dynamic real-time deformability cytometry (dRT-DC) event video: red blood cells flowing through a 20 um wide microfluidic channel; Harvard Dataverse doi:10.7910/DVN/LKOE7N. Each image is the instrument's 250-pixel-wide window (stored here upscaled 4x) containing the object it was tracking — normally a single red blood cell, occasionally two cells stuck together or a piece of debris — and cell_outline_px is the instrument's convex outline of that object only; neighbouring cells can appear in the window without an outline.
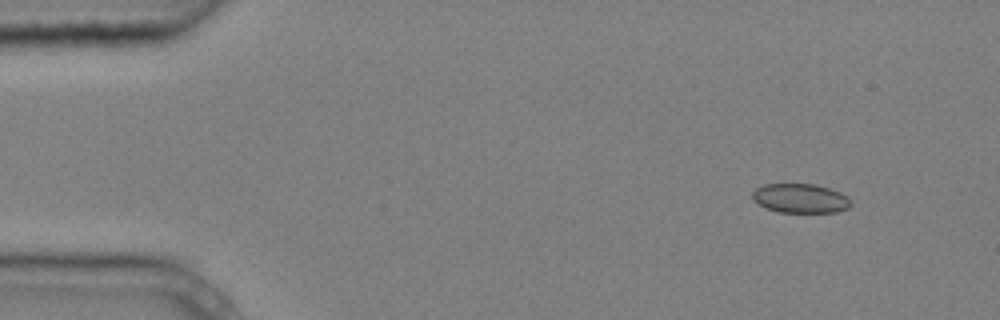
{"species": "common noctule bat (a hibernating species)", "species_latin": "Nyctalus noctula", "temperature_condition": "cold", "stored_images_in_passage": 10, "camera_frame_rate_fps": 3000, "um_per_image_px": 0.085, "animal": {"sex": "male", "body_mass_g": 20.4}, "frame": {"image": 1, "passage_image": 1, "time_ms": 0.0, "image_size_px": [1000, 320], "cell_outline_px": [[852, 204], [848, 208], [836, 212], [780, 212], [768, 208], [752, 200], [752, 192], [756, 188], [764, 184], [816, 184], [840, 192], [848, 196]], "centroid_in_image_um": [68.05, 16.85], "position_along_channel_um": 17.0, "area_um2": 16.76}}
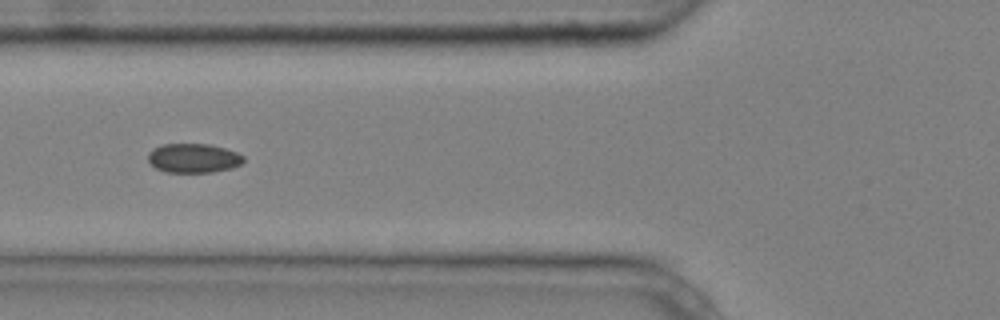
{"frame": {"image": 2, "passage_image": 5, "time_ms": 1.333, "image_size_px": [1000, 320], "cell_outline_px": [[244, 160], [240, 164], [232, 168], [212, 172], [164, 172], [156, 168], [148, 160], [148, 152], [152, 148], [164, 144], [208, 144], [224, 148], [236, 152], [244, 156]], "centroid_in_image_um": [16.43, 13.44], "position_along_channel_um": 109.4, "area_um2": 16.24}}
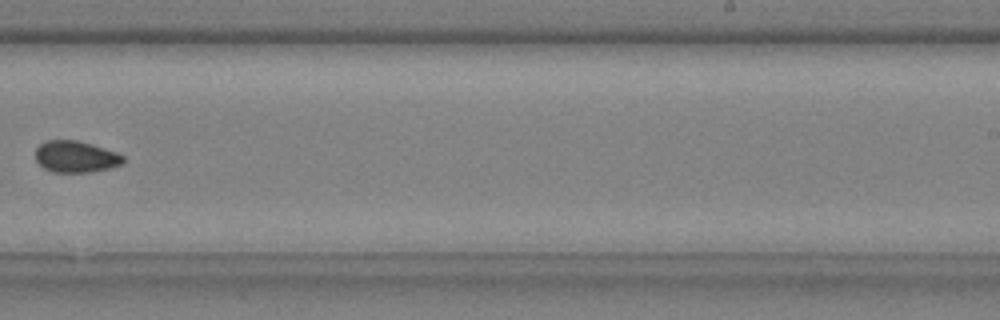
{"frame": {"image": 3, "passage_image": 9, "time_ms": 2.667, "image_size_px": [1000, 320], "cell_outline_px": [[124, 164], [92, 172], [52, 172], [44, 168], [36, 160], [36, 148], [40, 144], [48, 140], [76, 140], [92, 144], [116, 152], [124, 156]], "centroid_in_image_um": [6.45, 13.32], "position_along_channel_um": 282.6, "area_um2": 16.13}}